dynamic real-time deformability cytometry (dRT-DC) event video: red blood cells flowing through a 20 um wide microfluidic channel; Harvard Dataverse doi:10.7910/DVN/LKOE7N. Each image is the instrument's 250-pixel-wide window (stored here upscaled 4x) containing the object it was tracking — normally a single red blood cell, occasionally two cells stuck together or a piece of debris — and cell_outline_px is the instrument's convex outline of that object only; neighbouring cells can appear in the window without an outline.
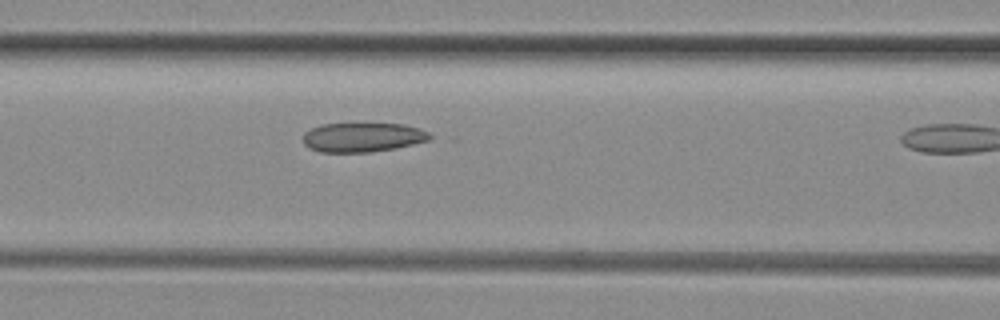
{"species": "common noctule bat (a hibernating species)", "species_latin": "Nyctalus noctula", "temperature_condition": "room temperature", "stored_images_in_passage": 10, "camera_frame_rate_fps": 3000, "um_per_image_px": 0.085, "animal": {"sex": "female", "body_mass_g": 29.2, "forearm_length_mm": 56.3}, "frame": {"image": 1, "passage_image": 9, "time_ms": 2.667, "image_size_px": [1000, 320], "cell_outline_px": [[432, 136], [428, 140], [412, 144], [392, 148], [368, 152], [320, 152], [308, 148], [304, 144], [304, 132], [320, 124], [404, 124], [428, 132]], "centroid_in_image_um": [30.77, 11.67], "position_along_channel_um": 135.8, "area_um2": 21.33}}